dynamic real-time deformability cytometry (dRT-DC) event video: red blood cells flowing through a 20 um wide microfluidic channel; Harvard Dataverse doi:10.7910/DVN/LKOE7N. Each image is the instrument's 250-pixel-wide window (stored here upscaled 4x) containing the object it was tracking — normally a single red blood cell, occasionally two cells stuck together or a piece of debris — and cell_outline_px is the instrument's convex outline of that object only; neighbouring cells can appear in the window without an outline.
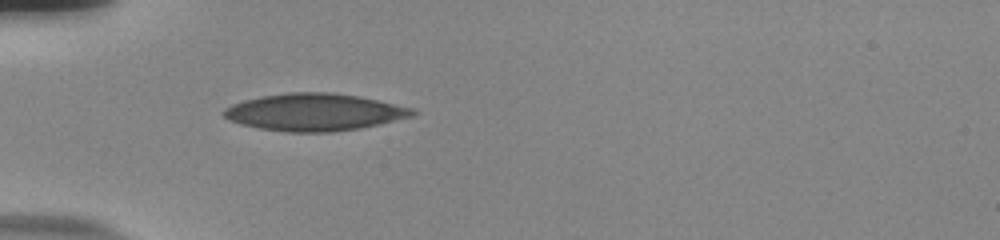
{"species": "human", "species_latin": "Homo sapiens", "temperature_condition": "room temperature", "stored_images_in_passage": 33, "camera_frame_rate_fps": 3000, "um_per_image_px": 0.085, "donor": {"sex": "male"}, "frame": {"image": 1, "passage_image": 1, "time_ms": 0.0, "image_size_px": [1000, 240], "cell_outline_px": [[416, 112], [412, 116], [360, 128], [332, 132], [288, 132], [260, 128], [240, 124], [228, 120], [220, 112], [224, 108], [232, 104], [244, 100], [264, 96], [288, 92], [332, 92], [356, 96], [376, 100], [412, 108]], "centroid_in_image_um": [26.65, 9.53], "position_along_channel_um": 58.3, "area_um2": 40.63}}
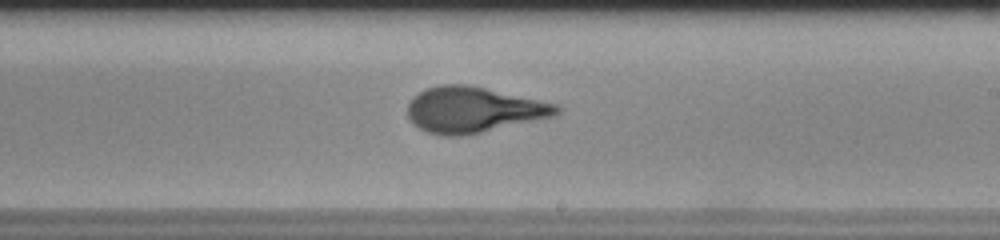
{"frame": {"image": 2, "passage_image": 17, "time_ms": 5.333, "image_size_px": [1000, 240], "cell_outline_px": [[560, 112], [552, 116], [480, 132], [460, 136], [440, 136], [428, 132], [420, 128], [408, 116], [408, 104], [412, 96], [424, 88], [440, 84], [468, 84], [556, 104], [560, 108]], "centroid_in_image_um": [40.17, 9.31], "position_along_channel_um": 248.8, "area_um2": 39.19}}
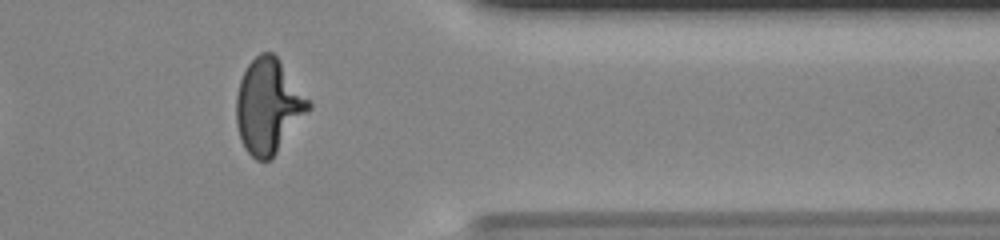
{"frame": {"image": 3, "passage_image": 29, "time_ms": 9.333, "image_size_px": [1000, 240], "cell_outline_px": [[312, 108], [272, 160], [256, 160], [244, 148], [240, 140], [236, 124], [236, 96], [240, 80], [248, 64], [260, 52], [272, 52], [276, 56], [312, 104]], "centroid_in_image_um": [22.81, 9.07], "position_along_channel_um": 388.6, "area_um2": 39.94}, "authors_computed_cell_mechanics": {"area_um2": 38.8416, "velocity_mm_per_s": 3.7392, "shape_relaxation_time_tau1_ms": 5.3952, "shape_relaxation_time_tau2_ms": 0.7378, "deformation_change_tau1": 0.2062, "deformation_change_tau2": 0.0756}}